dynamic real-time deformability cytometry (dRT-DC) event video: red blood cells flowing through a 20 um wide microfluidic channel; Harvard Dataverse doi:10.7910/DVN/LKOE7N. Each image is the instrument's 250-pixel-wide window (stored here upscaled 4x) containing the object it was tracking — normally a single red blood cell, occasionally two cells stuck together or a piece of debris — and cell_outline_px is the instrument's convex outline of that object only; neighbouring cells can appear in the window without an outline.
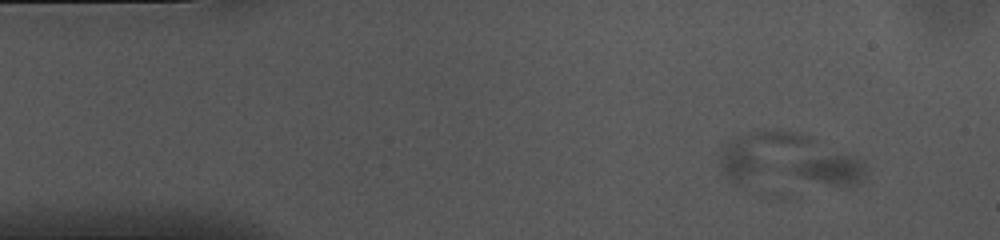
{"species": "common noctule bat (a hibernating species)", "species_latin": "Nyctalus noctula", "temperature_condition": "cold", "stored_images_in_passage": 50, "segment_of_instrument_passage": [1, 3], "camera_frame_rate_fps": 3000, "um_per_image_px": 0.085, "animal": {"sex": "female", "body_mass_g": 10.0, "forearm_length_mm": 53.1}, "frame": {"image": 1, "passage_image": 1, "time_ms": 0.0, "image_size_px": [1000, 240], "cell_outline_px": [[864, 180], [860, 184], [848, 188], [800, 176], [792, 172], [788, 168], [792, 164], [812, 156], [848, 156], [864, 160]], "centroid_in_image_um": [70.69, 14.44], "position_along_channel_um": 14.3, "area_um2": 12.72}}